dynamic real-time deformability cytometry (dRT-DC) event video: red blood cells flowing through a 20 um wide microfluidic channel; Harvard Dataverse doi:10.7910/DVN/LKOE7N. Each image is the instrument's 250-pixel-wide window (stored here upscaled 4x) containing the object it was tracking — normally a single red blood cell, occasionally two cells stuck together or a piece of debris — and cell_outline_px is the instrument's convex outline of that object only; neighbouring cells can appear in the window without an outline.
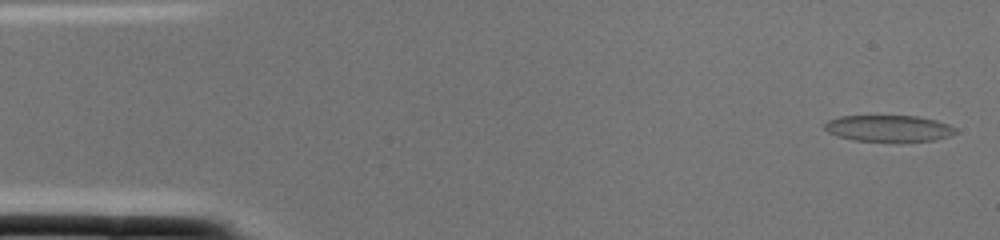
{"species": "common noctule bat (a hibernating species)", "species_latin": "Nyctalus noctula", "temperature_condition": "cold", "stored_images_in_passage": 2, "camera_frame_rate_fps": 3000, "um_per_image_px": 0.085, "animal": {"sex": "female", "body_mass_g": 22.0, "forearm_length_mm": 56.7}, "frame": {"image": 1, "passage_image": 1, "time_ms": 0.0, "image_size_px": [1000, 240], "cell_outline_px": [[956, 132], [948, 136], [936, 140], [852, 140], [836, 136], [828, 132], [824, 128], [824, 124], [828, 120], [840, 116], [916, 116], [936, 120], [948, 124], [956, 128]], "centroid_in_image_um": [75.5, 10.89], "position_along_channel_um": 9.5, "area_um2": 19.77}}
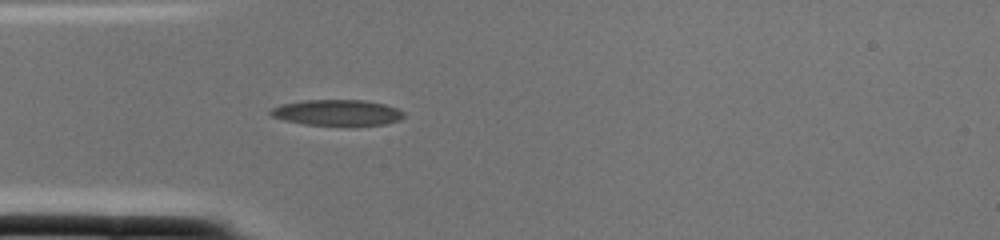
{"frame": {"image": 2, "passage_image": 2, "time_ms": 0.333, "image_size_px": [1000, 240], "cell_outline_px": [[404, 116], [400, 120], [384, 124], [304, 124], [284, 120], [272, 116], [268, 112], [272, 108], [280, 104], [304, 100], [364, 100], [384, 104], [396, 108], [404, 112]], "centroid_in_image_um": [28.63, 9.55], "position_along_channel_um": 56.4, "area_um2": 19.71}}